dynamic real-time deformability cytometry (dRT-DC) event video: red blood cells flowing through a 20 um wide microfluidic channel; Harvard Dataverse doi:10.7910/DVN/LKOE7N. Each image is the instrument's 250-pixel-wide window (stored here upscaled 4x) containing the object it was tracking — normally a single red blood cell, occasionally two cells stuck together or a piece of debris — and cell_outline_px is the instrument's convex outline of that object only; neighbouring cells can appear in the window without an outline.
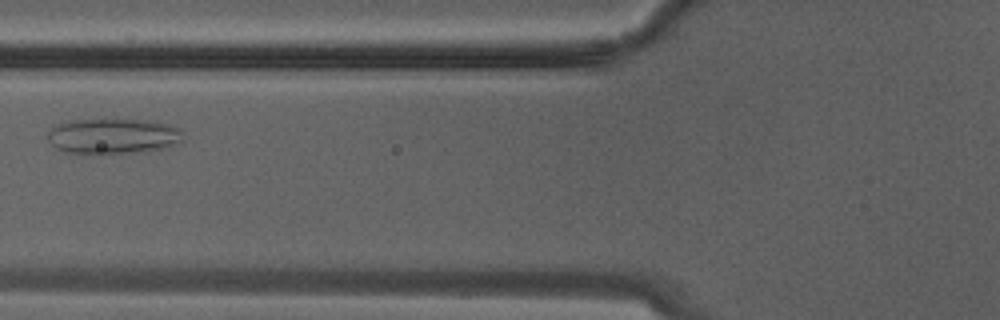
{"species": "Egyptian fruit bat (a non-hibernating species)", "species_latin": "Rousettus aegyptiacus", "temperature_condition": "warm", "stored_images_in_passage": 6, "camera_frame_rate_fps": 3000, "um_per_image_px": 0.085, "animal": {"sex": "male"}, "frame": {"image": 1, "passage_image": 3, "time_ms": 0.667, "image_size_px": [1000, 320], "cell_outline_px": [[184, 140], [164, 148], [144, 152], [104, 156], [96, 156], [64, 152], [56, 148], [48, 140], [48, 132], [56, 124], [64, 120], [152, 120], [168, 124], [180, 128]], "centroid_in_image_um": [9.59, 11.61], "position_along_channel_um": 116.2, "area_um2": 28.96}}